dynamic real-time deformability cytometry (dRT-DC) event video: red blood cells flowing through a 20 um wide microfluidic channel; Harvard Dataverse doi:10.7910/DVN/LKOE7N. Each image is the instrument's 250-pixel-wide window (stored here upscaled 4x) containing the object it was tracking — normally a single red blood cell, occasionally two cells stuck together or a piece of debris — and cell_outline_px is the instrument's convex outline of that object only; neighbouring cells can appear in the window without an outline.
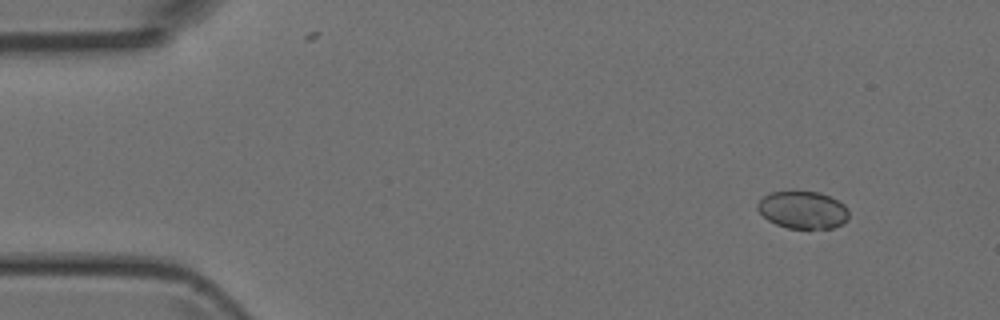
{"species": "Egyptian fruit bat (a non-hibernating species)", "species_latin": "Rousettus aegyptiacus", "temperature_condition": "room temperature", "stored_images_in_passage": 44, "camera_frame_rate_fps": 3000, "um_per_image_px": 0.085, "animal": {"sex": "female"}, "frame": {"image": 1, "passage_image": 1, "time_ms": 0.0, "image_size_px": [1000, 320], "cell_outline_px": [[848, 216], [840, 224], [832, 228], [788, 228], [776, 224], [768, 220], [756, 208], [756, 204], [764, 196], [772, 192], [796, 188], [820, 192], [844, 204], [848, 208]], "centroid_in_image_um": [68.2, 17.79], "position_along_channel_um": 16.8, "area_um2": 20.29}}
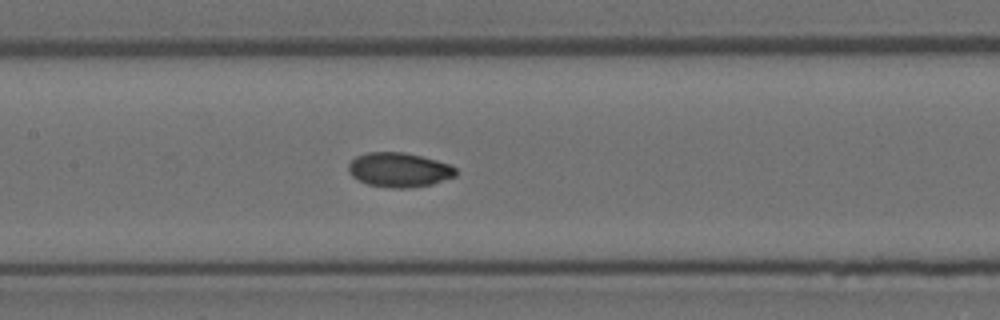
{"frame": {"image": 2, "passage_image": 19, "time_ms": 6.0, "image_size_px": [1000, 320], "cell_outline_px": [[456, 176], [432, 184], [408, 188], [392, 188], [368, 184], [352, 176], [348, 172], [348, 164], [356, 156], [368, 152], [404, 152], [436, 160], [448, 164], [456, 168]], "centroid_in_image_um": [33.91, 14.43], "position_along_channel_um": 173.5, "area_um2": 21.44}}
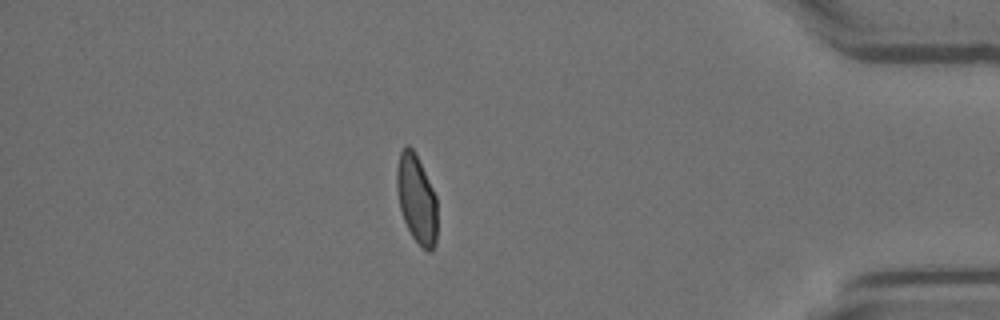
{"frame": {"image": 3, "passage_image": 38, "time_ms": 12.333, "image_size_px": [1000, 320], "cell_outline_px": [[436, 244], [428, 252], [412, 236], [404, 220], [400, 208], [396, 188], [396, 168], [400, 152], [404, 144], [408, 144], [412, 148], [436, 196]], "centroid_in_image_um": [35.38, 16.88], "position_along_channel_um": 399.8, "area_um2": 20.52}}